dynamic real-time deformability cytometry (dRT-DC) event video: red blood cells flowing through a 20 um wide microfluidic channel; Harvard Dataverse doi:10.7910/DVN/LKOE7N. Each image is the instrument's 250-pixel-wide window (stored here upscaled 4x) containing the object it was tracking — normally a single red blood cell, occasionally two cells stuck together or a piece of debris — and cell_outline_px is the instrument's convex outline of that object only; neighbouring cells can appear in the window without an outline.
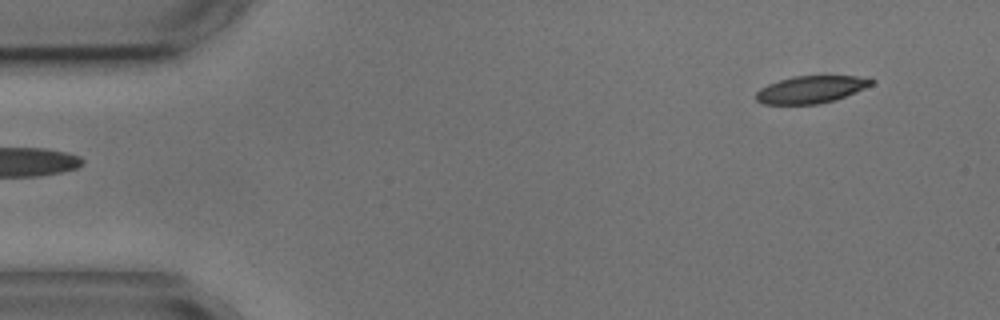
{"species": "common noctule bat (a hibernating species)", "species_latin": "Nyctalus noctula", "temperature_condition": "cold", "stored_images_in_passage": 5, "segment_of_instrument_passage": [2, 2], "camera_frame_rate_fps": 3000, "um_per_image_px": 0.085, "animal": {"sex": "male", "body_mass_g": 17.9, "forearm_length_mm": 54.2}, "frame": {"image": 1, "passage_image": 5, "time_ms": 5.0, "image_size_px": [1000, 320], "cell_outline_px": [[876, 80], [872, 84], [864, 88], [844, 96], [832, 100], [816, 104], [760, 104], [756, 100], [756, 92], [760, 88], [768, 84], [792, 76], [856, 76]], "centroid_in_image_um": [68.87, 7.6], "position_along_channel_um": 16.1, "area_um2": 18.09}}